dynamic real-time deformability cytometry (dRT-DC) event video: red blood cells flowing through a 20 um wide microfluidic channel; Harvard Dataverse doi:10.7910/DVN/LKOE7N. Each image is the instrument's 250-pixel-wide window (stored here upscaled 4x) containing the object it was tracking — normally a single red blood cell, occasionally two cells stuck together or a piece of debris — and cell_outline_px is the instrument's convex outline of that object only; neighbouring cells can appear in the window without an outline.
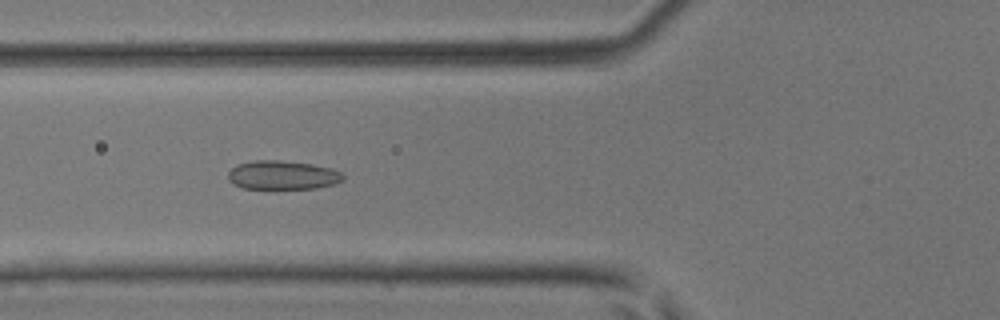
{"species": "common noctule bat (a hibernating species)", "species_latin": "Nyctalus noctula", "temperature_condition": "room temperature", "stored_images_in_passage": 48, "camera_frame_rate_fps": 3000, "um_per_image_px": 0.085, "animal": {"sex": "male", "body_mass_g": 17.9, "forearm_length_mm": 54.2}, "frame": {"image": 1, "passage_image": 18, "time_ms": 5.667, "image_size_px": [1000, 320], "cell_outline_px": [[344, 180], [332, 184], [316, 188], [244, 188], [232, 184], [228, 180], [228, 172], [236, 164], [256, 160], [280, 160], [312, 164], [332, 168], [340, 172], [344, 176]], "centroid_in_image_um": [23.99, 14.87], "position_along_channel_um": 101.8, "area_um2": 19.31}}
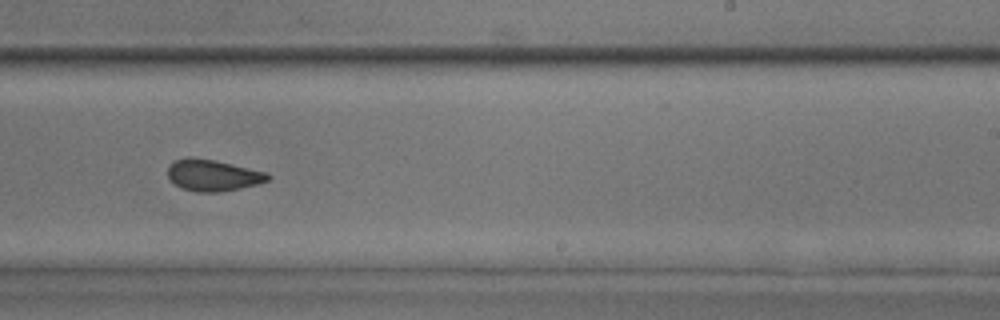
{"frame": {"image": 2, "passage_image": 30, "time_ms": 9.667, "image_size_px": [1000, 320], "cell_outline_px": [[272, 176], [268, 180], [256, 184], [240, 188], [220, 192], [196, 192], [184, 188], [176, 184], [168, 176], [168, 164], [176, 160], [188, 156], [216, 160], [268, 172]], "centroid_in_image_um": [18.11, 14.88], "position_along_channel_um": 270.9, "area_um2": 18.38}}
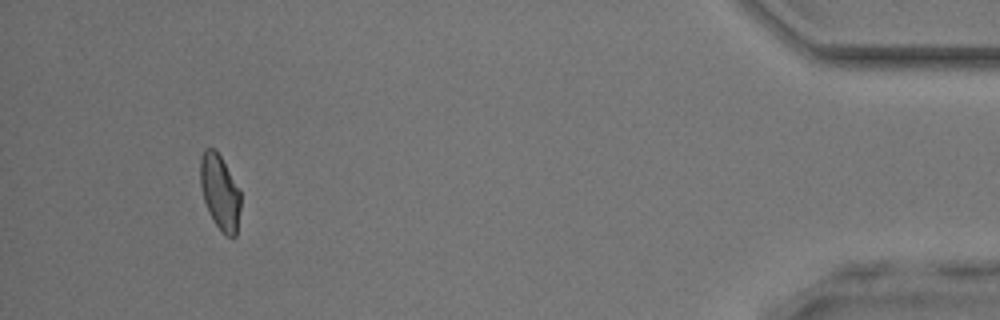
{"frame": {"image": 3, "passage_image": 45, "time_ms": 14.667, "image_size_px": [1000, 320], "cell_outline_px": [[240, 208], [236, 236], [228, 236], [212, 220], [208, 212], [204, 200], [200, 184], [200, 156], [204, 148], [212, 148], [220, 156], [240, 188]], "centroid_in_image_um": [18.68, 16.31], "position_along_channel_um": 416.5, "area_um2": 17.57}, "authors_computed_cell_mechanics": {"area_um2": 18.8717, "velocity_mm_per_s": 4.2385, "shape_relaxation_time_tau1_ms": 9.2954, "shape_relaxation_time_tau2_ms": 0.9289, "deformation_change_tau1": 0.16, "deformation_change_tau2": 0.0562}}